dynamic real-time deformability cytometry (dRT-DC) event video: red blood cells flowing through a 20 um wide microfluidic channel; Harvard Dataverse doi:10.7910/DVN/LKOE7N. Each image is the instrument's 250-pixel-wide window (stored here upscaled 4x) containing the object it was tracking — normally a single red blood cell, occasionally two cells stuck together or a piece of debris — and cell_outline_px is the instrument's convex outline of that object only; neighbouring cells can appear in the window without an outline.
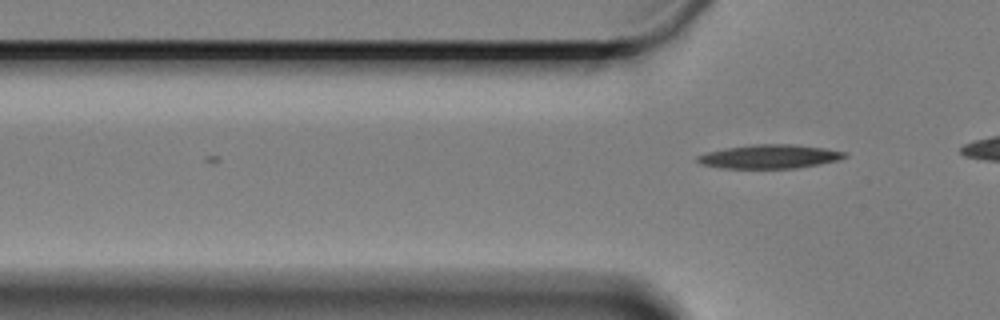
{"species": "Egyptian fruit bat (a non-hibernating species)", "species_latin": "Rousettus aegyptiacus", "temperature_condition": "cold", "stored_images_in_passage": 4, "camera_frame_rate_fps": 3000, "um_per_image_px": 0.085, "animal": {"sex": "female"}, "frame": {"image": 1, "passage_image": 4, "time_ms": 1.0, "image_size_px": [1000, 320], "cell_outline_px": [[848, 156], [836, 160], [796, 168], [720, 168], [700, 164], [696, 160], [696, 156], [708, 152], [728, 148], [756, 144], [792, 144], [824, 148], [848, 152]], "centroid_in_image_um": [65.4, 13.31], "position_along_channel_um": 60.4, "area_um2": 20.23}}